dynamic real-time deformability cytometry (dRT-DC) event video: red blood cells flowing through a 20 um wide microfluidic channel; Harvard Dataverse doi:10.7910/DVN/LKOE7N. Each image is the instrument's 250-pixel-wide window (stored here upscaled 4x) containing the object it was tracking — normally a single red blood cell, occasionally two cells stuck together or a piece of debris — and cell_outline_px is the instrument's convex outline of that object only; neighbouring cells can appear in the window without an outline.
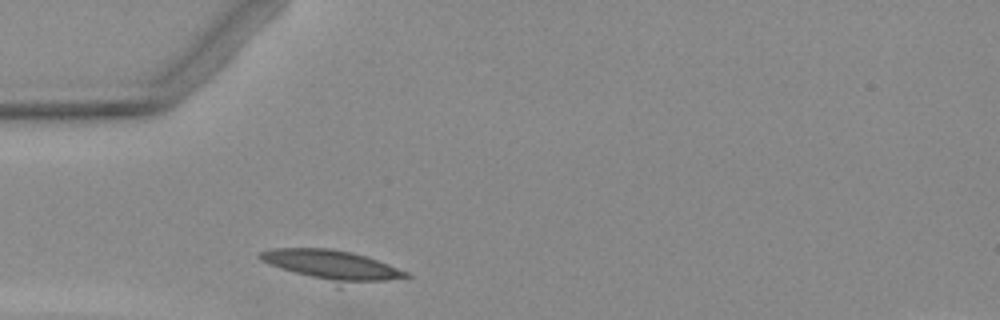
{"species": "Egyptian fruit bat (a non-hibernating species)", "species_latin": "Rousettus aegyptiacus", "temperature_condition": "warm", "stored_images_in_passage": 1, "camera_frame_rate_fps": 3000, "um_per_image_px": 0.085, "animal": {"sex": "female"}, "frame": {"image": 1, "passage_image": 1, "time_ms": 0.0, "image_size_px": [1000, 320], "cell_outline_px": [[412, 276], [340, 288], [336, 288], [268, 264], [260, 260], [256, 256], [260, 252], [276, 248], [328, 248], [352, 252], [388, 264], [408, 272]], "centroid_in_image_um": [28.19, 22.62], "position_along_channel_um": 56.8, "area_um2": 26.7}}